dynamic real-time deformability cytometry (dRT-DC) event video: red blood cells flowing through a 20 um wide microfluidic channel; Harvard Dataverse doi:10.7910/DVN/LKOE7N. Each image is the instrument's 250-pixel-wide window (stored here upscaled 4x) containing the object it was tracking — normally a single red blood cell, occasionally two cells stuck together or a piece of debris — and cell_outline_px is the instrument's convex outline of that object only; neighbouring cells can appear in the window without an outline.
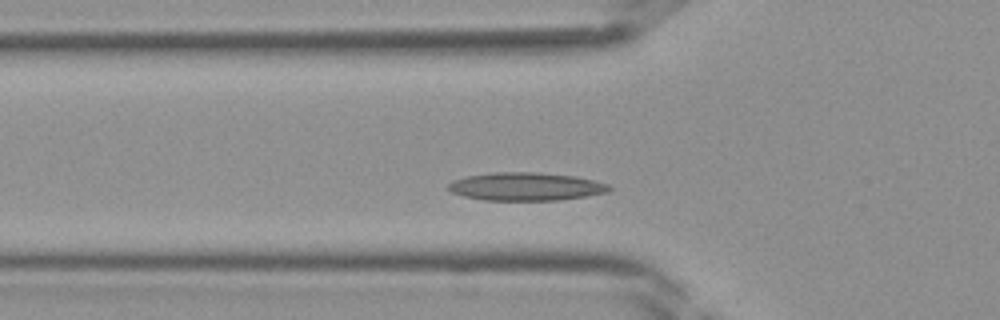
{"species": "Egyptian fruit bat (a non-hibernating species)", "species_latin": "Rousettus aegyptiacus", "temperature_condition": "room temperature", "stored_images_in_passage": 31, "segment_of_instrument_passage": [1, 2], "camera_frame_rate_fps": 3000, "um_per_image_px": 0.085, "frame": {"image": 1, "passage_image": 3, "time_ms": 0.667, "image_size_px": [1000, 320], "cell_outline_px": [[612, 188], [608, 192], [560, 200], [484, 200], [464, 196], [452, 192], [444, 188], [452, 180], [468, 176], [492, 172], [536, 172], [576, 176], [608, 184]], "centroid_in_image_um": [44.66, 15.85], "position_along_channel_um": 81.1, "area_um2": 26.36}}
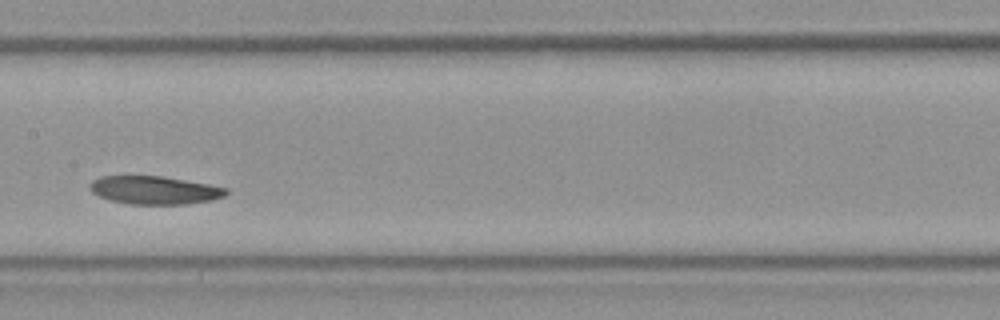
{"frame": {"image": 2, "passage_image": 10, "time_ms": 3.0, "image_size_px": [1000, 320], "cell_outline_px": [[228, 192], [224, 196], [212, 200], [188, 204], [128, 204], [112, 200], [100, 196], [92, 192], [88, 188], [88, 184], [92, 180], [100, 176], [164, 176], [208, 184], [228, 188]], "centroid_in_image_um": [13.13, 16.16], "position_along_channel_um": 194.3, "area_um2": 22.43}}
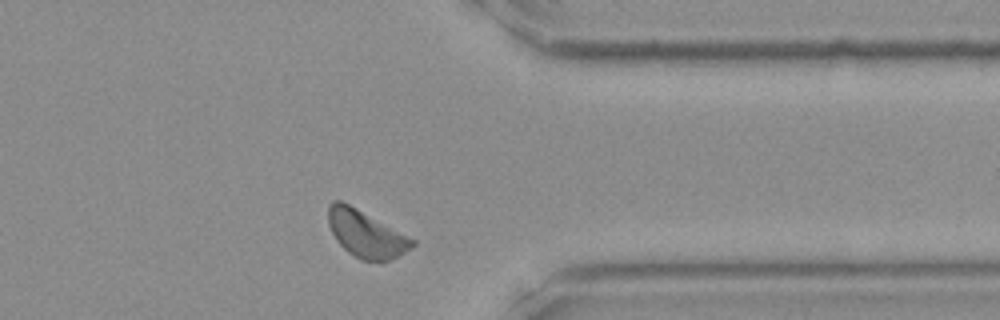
{"frame": {"image": 3, "passage_image": 22, "time_ms": 7.0, "image_size_px": [1000, 320], "cell_outline_px": [[416, 244], [400, 256], [388, 260], [364, 260], [348, 252], [336, 240], [328, 224], [328, 204], [332, 200], [340, 200], [356, 208], [416, 240]], "centroid_in_image_um": [31.1, 19.87], "position_along_channel_um": 380.3, "area_um2": 22.6}}